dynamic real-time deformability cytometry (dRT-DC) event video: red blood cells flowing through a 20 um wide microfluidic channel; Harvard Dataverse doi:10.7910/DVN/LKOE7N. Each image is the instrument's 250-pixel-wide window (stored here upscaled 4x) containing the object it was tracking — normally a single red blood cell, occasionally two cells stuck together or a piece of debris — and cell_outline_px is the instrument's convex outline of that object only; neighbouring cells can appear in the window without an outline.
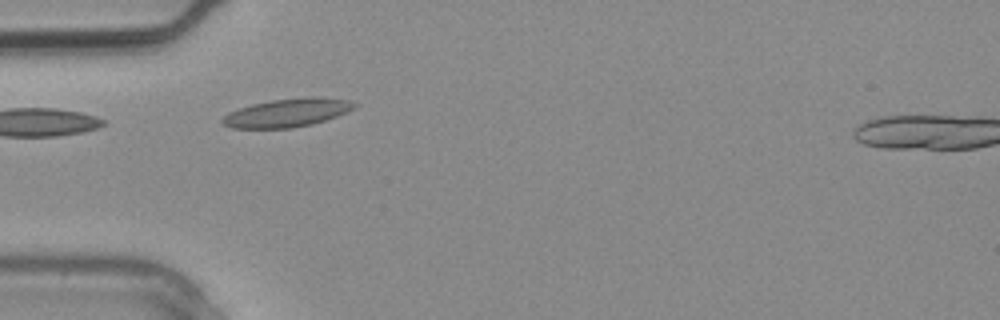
{"species": "common noctule bat (a hibernating species)", "species_latin": "Nyctalus noctula", "temperature_condition": "warm", "stored_images_in_passage": 10, "camera_frame_rate_fps": 3000, "um_per_image_px": 0.085, "animal": {"sex": "male", "body_mass_g": 20.4}, "frame": {"image": 1, "passage_image": 1, "time_ms": 0.0, "image_size_px": [1000, 320], "cell_outline_px": [[360, 104], [356, 108], [348, 112], [312, 124], [292, 128], [232, 128], [224, 124], [220, 120], [228, 112], [252, 104], [272, 100], [304, 96], [316, 96], [348, 100]], "centroid_in_image_um": [24.46, 9.57], "position_along_channel_um": 60.5, "area_um2": 21.96}}